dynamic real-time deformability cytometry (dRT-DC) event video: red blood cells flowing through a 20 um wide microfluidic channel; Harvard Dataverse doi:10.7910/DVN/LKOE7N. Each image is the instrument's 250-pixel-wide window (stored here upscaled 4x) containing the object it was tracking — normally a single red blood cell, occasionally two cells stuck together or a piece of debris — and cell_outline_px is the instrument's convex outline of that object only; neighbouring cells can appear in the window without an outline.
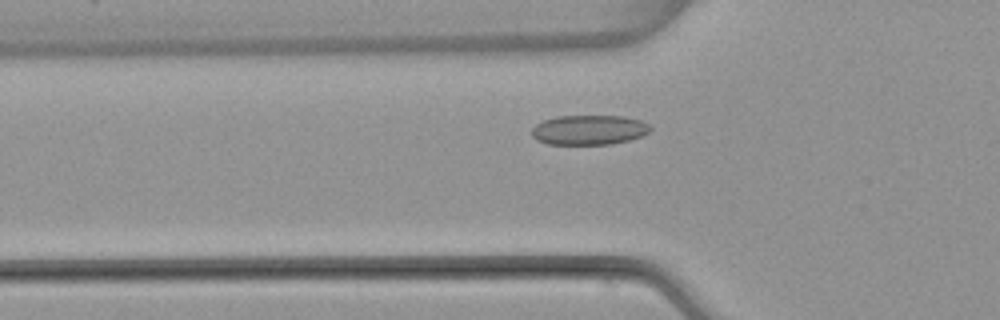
{"species": "common noctule bat (a hibernating species)", "species_latin": "Nyctalus noctula", "temperature_condition": "warm", "stored_images_in_passage": 46, "camera_frame_rate_fps": 3000, "um_per_image_px": 0.085, "animal": {"sex": "female", "body_mass_g": 22.7, "forearm_length_mm": 54.2}, "frame": {"image": 1, "passage_image": 11, "time_ms": 3.333, "image_size_px": [1000, 320], "cell_outline_px": [[652, 128], [648, 132], [640, 136], [628, 140], [612, 144], [548, 144], [536, 140], [532, 136], [532, 128], [536, 124], [544, 120], [556, 116], [624, 116], [640, 120], [648, 124]], "centroid_in_image_um": [50.05, 11.04], "position_along_channel_um": 75.8, "area_um2": 20.52}}
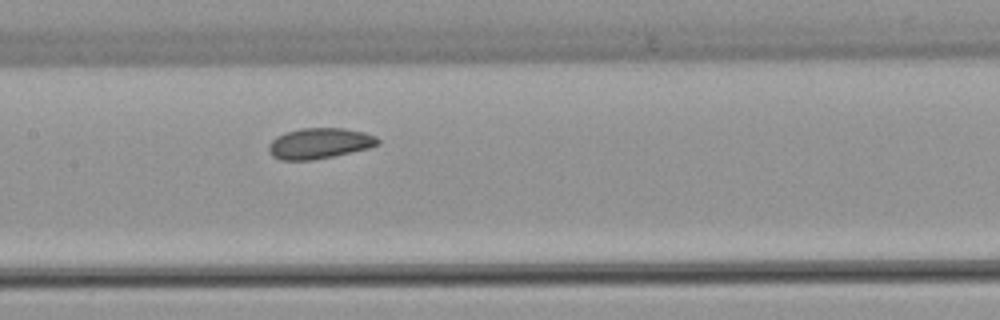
{"frame": {"image": 2, "passage_image": 19, "time_ms": 6.0, "image_size_px": [1000, 320], "cell_outline_px": [[380, 144], [368, 148], [352, 152], [312, 160], [280, 160], [272, 156], [268, 152], [268, 144], [276, 136], [300, 128], [344, 128], [364, 132], [376, 136], [380, 140]], "centroid_in_image_um": [27.15, 12.18], "position_along_channel_um": 180.3, "area_um2": 19.59}}
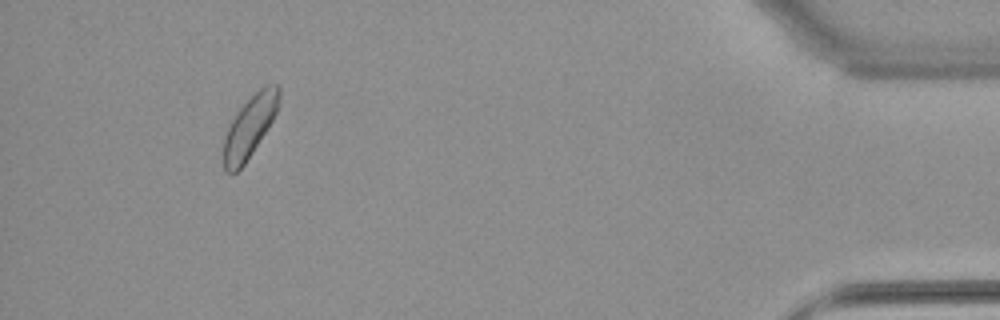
{"frame": {"image": 3, "passage_image": 42, "time_ms": 13.667, "image_size_px": [1000, 320], "cell_outline_px": [[280, 100], [276, 112], [272, 120], [252, 152], [244, 164], [236, 172], [228, 172], [224, 168], [224, 140], [228, 124], [236, 112], [264, 84], [280, 84]], "centroid_in_image_um": [21.23, 10.71], "position_along_channel_um": 414.0, "area_um2": 19.59}, "authors_computed_cell_mechanics": {"area_um2": 19.652, "velocity_mm_per_s": 3.9051, "shape_relaxation_time_tau1_ms": 4.2625, "shape_relaxation_time_tau2_ms": null, "deformation_change_tau1": 0.0571, "deformation_change_tau2": null}}